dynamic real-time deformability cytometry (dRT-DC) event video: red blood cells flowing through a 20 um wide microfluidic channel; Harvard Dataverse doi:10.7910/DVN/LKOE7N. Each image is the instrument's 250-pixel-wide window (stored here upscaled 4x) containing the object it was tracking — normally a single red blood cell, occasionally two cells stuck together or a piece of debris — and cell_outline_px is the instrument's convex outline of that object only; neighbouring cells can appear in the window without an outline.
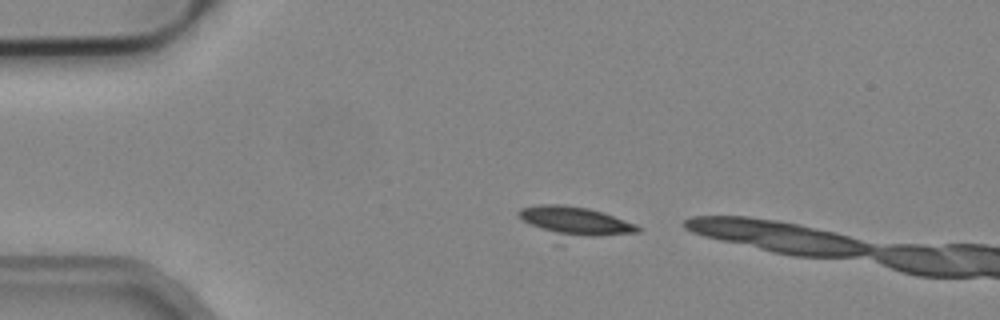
{"species": "common noctule bat (a hibernating species)", "species_latin": "Nyctalus noctula", "temperature_condition": "cold", "stored_images_in_passage": 2, "camera_frame_rate_fps": 3000, "um_per_image_px": 0.085, "animal": {"sex": "male", "body_mass_g": 19.2, "forearm_length_mm": 51.8}, "frame": {"image": 1, "passage_image": 1, "time_ms": 0.0, "image_size_px": [1000, 320], "cell_outline_px": [[640, 232], [596, 236], [588, 236], [556, 232], [532, 224], [524, 220], [516, 212], [520, 208], [540, 204], [564, 204], [588, 208], [604, 212], [636, 224], [640, 228]], "centroid_in_image_um": [48.96, 18.72], "position_along_channel_um": 36.0, "area_um2": 18.84}}